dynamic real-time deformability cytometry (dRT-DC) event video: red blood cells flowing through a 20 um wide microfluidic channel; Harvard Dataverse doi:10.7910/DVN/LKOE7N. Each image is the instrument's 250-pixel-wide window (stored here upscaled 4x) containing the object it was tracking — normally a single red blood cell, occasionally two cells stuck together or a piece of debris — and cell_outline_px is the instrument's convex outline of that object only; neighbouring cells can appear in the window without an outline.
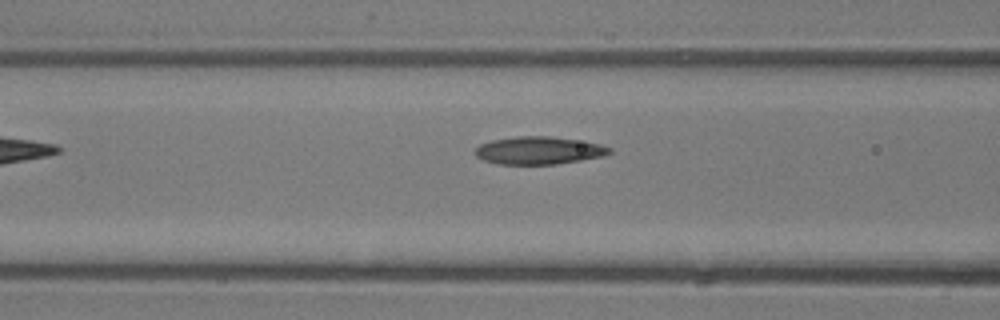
{"species": "common noctule bat (a hibernating species)", "species_latin": "Nyctalus noctula", "temperature_condition": "room temperature", "stored_images_in_passage": 4, "segment_of_instrument_passage": [1, 2], "camera_frame_rate_fps": 3000, "um_per_image_px": 0.085, "animal": {"sex": "male", "body_mass_g": 13.3}, "frame": {"image": 1, "passage_image": 3, "time_ms": 0.667, "image_size_px": [1000, 320], "cell_outline_px": [[612, 152], [604, 156], [556, 164], [496, 164], [484, 160], [476, 156], [472, 152], [480, 144], [492, 140], [516, 136], [548, 136], [576, 140], [600, 144], [612, 148]], "centroid_in_image_um": [45.77, 12.79], "position_along_channel_um": 120.8, "area_um2": 21.68}}